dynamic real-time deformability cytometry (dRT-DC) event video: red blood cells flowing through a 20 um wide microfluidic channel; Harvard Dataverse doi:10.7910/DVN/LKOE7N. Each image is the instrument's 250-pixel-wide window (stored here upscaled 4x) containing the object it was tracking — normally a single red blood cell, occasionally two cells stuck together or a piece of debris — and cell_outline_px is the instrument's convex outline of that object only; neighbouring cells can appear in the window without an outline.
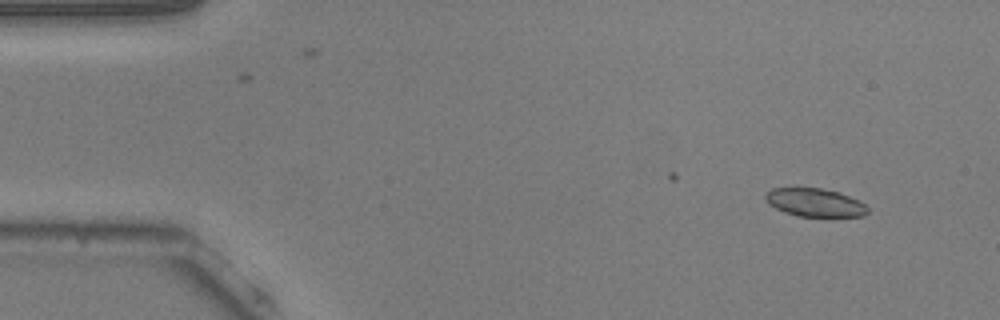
{"species": "common noctule bat (a hibernating species)", "species_latin": "Nyctalus noctula", "temperature_condition": "warm", "stored_images_in_passage": 46, "camera_frame_rate_fps": 3000, "um_per_image_px": 0.085, "animal": {"sex": "male", "body_mass_g": 20.5, "forearm_length_mm": 52.5}, "frame": {"image": 1, "passage_image": 4, "time_ms": 1.0, "image_size_px": [1000, 320], "cell_outline_px": [[868, 212], [864, 216], [796, 216], [784, 212], [768, 204], [764, 196], [772, 188], [820, 188], [840, 192], [864, 204], [868, 208]], "centroid_in_image_um": [69.24, 17.22], "position_along_channel_um": 15.8, "area_um2": 16.65}}
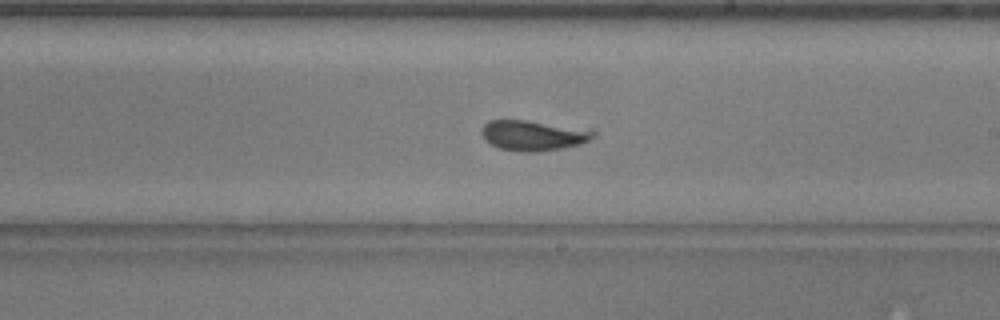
{"frame": {"image": 2, "passage_image": 30, "time_ms": 9.667, "image_size_px": [1000, 320], "cell_outline_px": [[596, 136], [580, 144], [564, 148], [540, 152], [520, 152], [500, 148], [484, 140], [480, 132], [484, 124], [488, 120], [528, 120], [592, 128], [596, 132]], "centroid_in_image_um": [45.38, 11.5], "position_along_channel_um": 243.6, "area_um2": 20.29}}
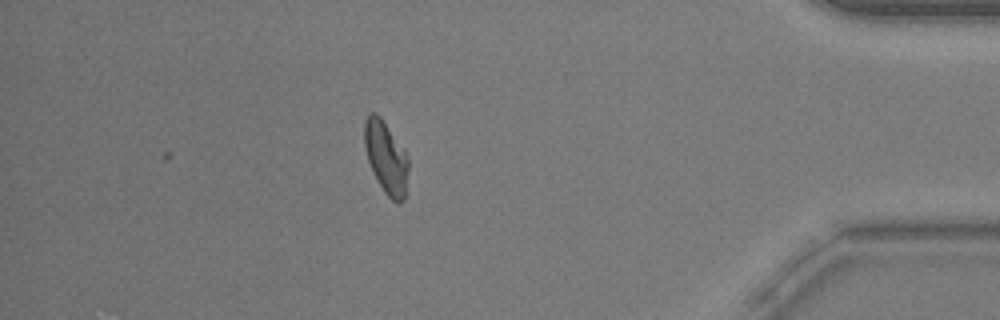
{"frame": {"image": 3, "passage_image": 46, "time_ms": 15.0, "image_size_px": [1000, 320], "cell_outline_px": [[408, 168], [404, 200], [396, 204], [384, 192], [376, 180], [368, 160], [364, 144], [364, 120], [372, 112], [376, 112], [380, 116], [404, 148], [408, 160]], "centroid_in_image_um": [32.81, 13.38], "position_along_channel_um": 402.4, "area_um2": 18.55}}